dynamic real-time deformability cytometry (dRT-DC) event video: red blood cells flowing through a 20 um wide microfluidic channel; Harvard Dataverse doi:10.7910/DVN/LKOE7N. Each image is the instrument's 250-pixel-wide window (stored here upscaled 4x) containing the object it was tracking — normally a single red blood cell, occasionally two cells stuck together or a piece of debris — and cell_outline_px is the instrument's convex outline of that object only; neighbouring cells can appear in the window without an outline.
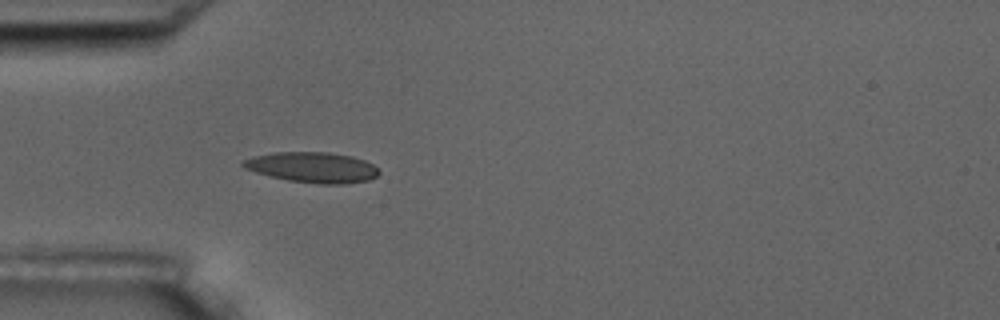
{"species": "common noctule bat (a hibernating species)", "species_latin": "Nyctalus noctula", "temperature_condition": "room temperature", "stored_images_in_passage": 5, "camera_frame_rate_fps": 3000, "um_per_image_px": 0.085, "animal": {"sex": "male", "body_mass_g": 17.5, "forearm_length_mm": 52.3}, "frame": {"image": 1, "passage_image": 5, "time_ms": 5.333, "image_size_px": [1000, 320], "cell_outline_px": [[380, 172], [376, 176], [368, 180], [340, 184], [320, 184], [288, 180], [256, 172], [244, 168], [240, 164], [240, 160], [272, 152], [328, 152], [352, 156], [364, 160], [372, 164]], "centroid_in_image_um": [26.53, 14.21], "position_along_channel_um": 58.5, "area_um2": 23.99}}